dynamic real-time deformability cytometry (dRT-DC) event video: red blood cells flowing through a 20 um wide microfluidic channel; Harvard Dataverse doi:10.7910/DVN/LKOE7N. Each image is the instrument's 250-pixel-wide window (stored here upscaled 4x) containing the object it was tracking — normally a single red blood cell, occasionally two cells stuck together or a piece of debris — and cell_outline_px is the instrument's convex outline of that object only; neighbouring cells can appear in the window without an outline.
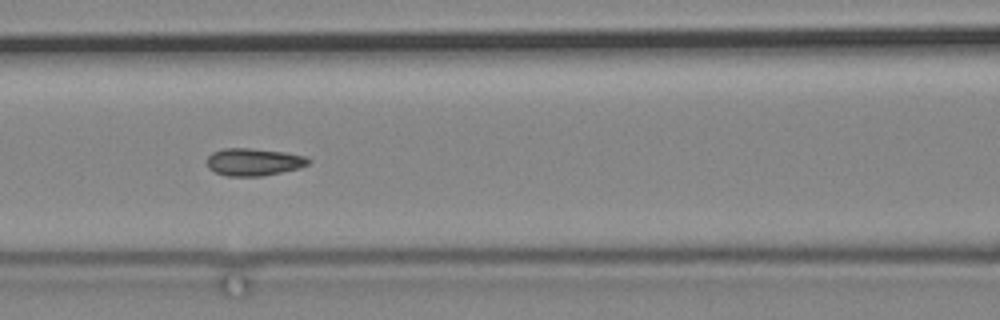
{"species": "common noctule bat (a hibernating species)", "species_latin": "Nyctalus noctula", "temperature_condition": "cold", "stored_images_in_passage": 49, "segment_of_instrument_passage": [2, 2], "camera_frame_rate_fps": 3000, "um_per_image_px": 0.085, "animal": {"sex": "male", "body_mass_g": 19.2, "forearm_length_mm": 51.8}, "frame": {"image": 1, "passage_image": 14, "time_ms": 4.333, "image_size_px": [1000, 320], "cell_outline_px": [[312, 160], [308, 164], [300, 168], [260, 176], [228, 176], [216, 172], [208, 168], [208, 156], [212, 152], [224, 148], [248, 148], [284, 152], [308, 156]], "centroid_in_image_um": [21.59, 13.76], "position_along_channel_um": 145.0, "area_um2": 16.18}}
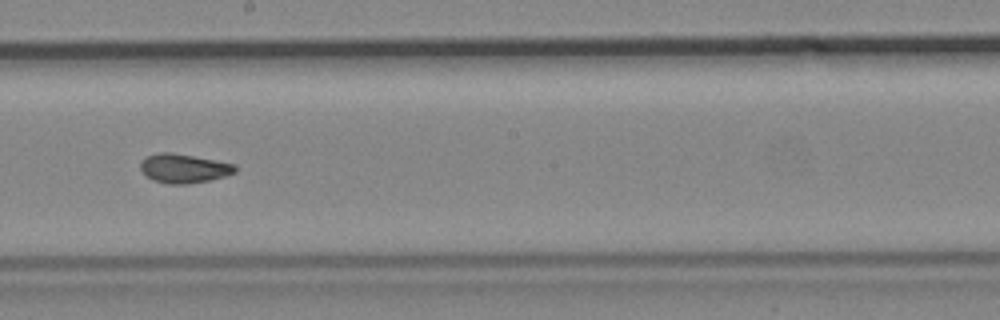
{"frame": {"image": 2, "passage_image": 22, "time_ms": 7.0, "image_size_px": [1000, 320], "cell_outline_px": [[236, 172], [224, 176], [208, 180], [184, 184], [168, 184], [152, 180], [140, 168], [140, 160], [148, 156], [160, 152], [172, 152], [236, 164]], "centroid_in_image_um": [15.61, 14.3], "position_along_channel_um": 232.6, "area_um2": 15.9}}
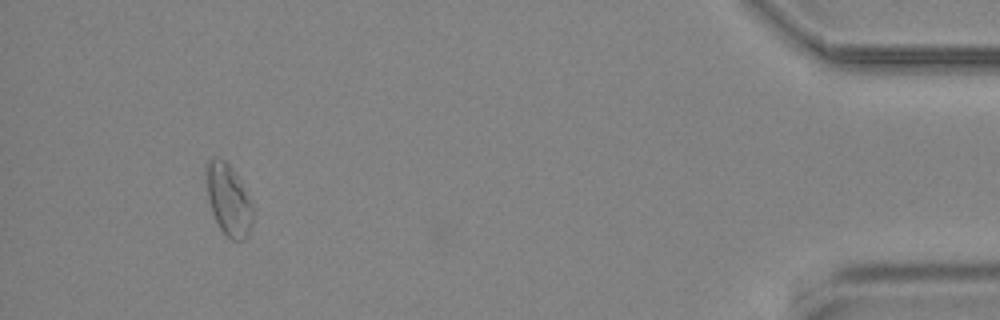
{"frame": {"image": 3, "passage_image": 45, "time_ms": 14.667, "image_size_px": [1000, 320], "cell_outline_px": [[252, 224], [248, 236], [244, 240], [232, 240], [220, 228], [212, 212], [208, 196], [204, 168], [204, 164], [208, 160], [216, 156], [224, 160], [232, 168], [244, 188], [252, 204]], "centroid_in_image_um": [19.4, 16.95], "position_along_channel_um": 415.8, "area_um2": 19.31}}